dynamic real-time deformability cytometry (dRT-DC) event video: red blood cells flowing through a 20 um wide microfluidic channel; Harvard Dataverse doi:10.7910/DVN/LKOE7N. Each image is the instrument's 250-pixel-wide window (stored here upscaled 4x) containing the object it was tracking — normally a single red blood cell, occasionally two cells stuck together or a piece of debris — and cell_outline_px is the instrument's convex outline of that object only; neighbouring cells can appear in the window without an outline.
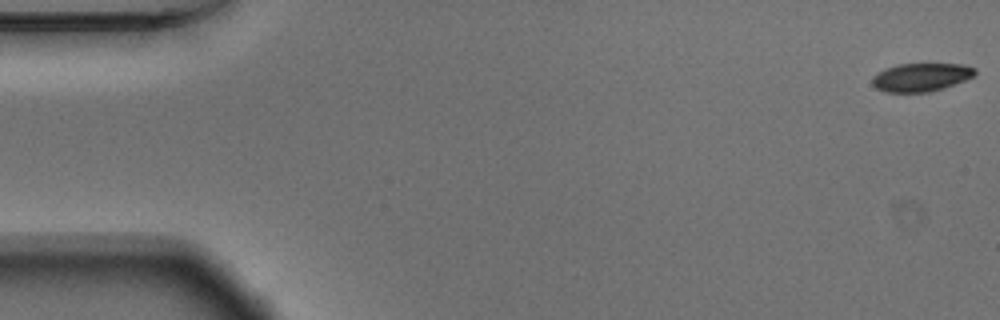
{"species": "Egyptian fruit bat (a non-hibernating species)", "species_latin": "Rousettus aegyptiacus", "temperature_condition": "warm", "stored_images_in_passage": 54, "camera_frame_rate_fps": 3000, "um_per_image_px": 0.085, "animal": {"sex": "male"}, "frame": {"image": 1, "passage_image": 1, "time_ms": 0.0, "image_size_px": [1000, 320], "cell_outline_px": [[976, 72], [972, 76], [964, 80], [944, 88], [928, 92], [884, 92], [876, 88], [872, 84], [872, 76], [884, 68], [896, 64], [964, 64], [976, 68]], "centroid_in_image_um": [78.25, 6.56], "position_along_channel_um": 6.7, "area_um2": 16.99}}
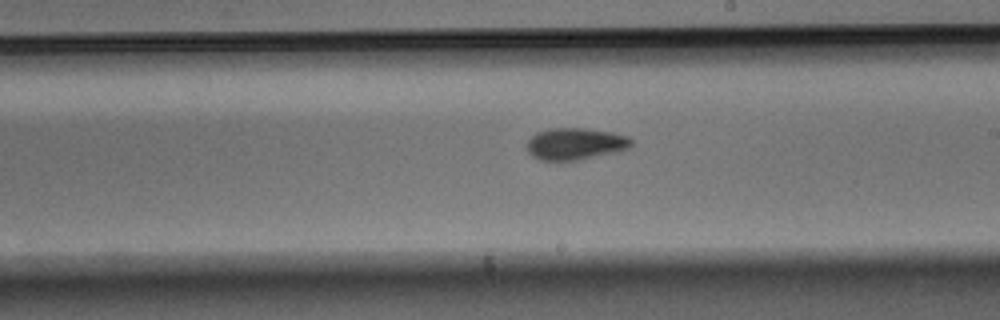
{"frame": {"image": 2, "passage_image": 31, "time_ms": 10.0, "image_size_px": [1000, 320], "cell_outline_px": [[632, 148], [616, 152], [580, 160], [540, 160], [532, 156], [524, 148], [528, 140], [536, 132], [552, 128], [584, 128], [612, 132], [628, 136], [632, 140]], "centroid_in_image_um": [48.9, 12.23], "position_along_channel_um": 240.1, "area_um2": 19.65}}
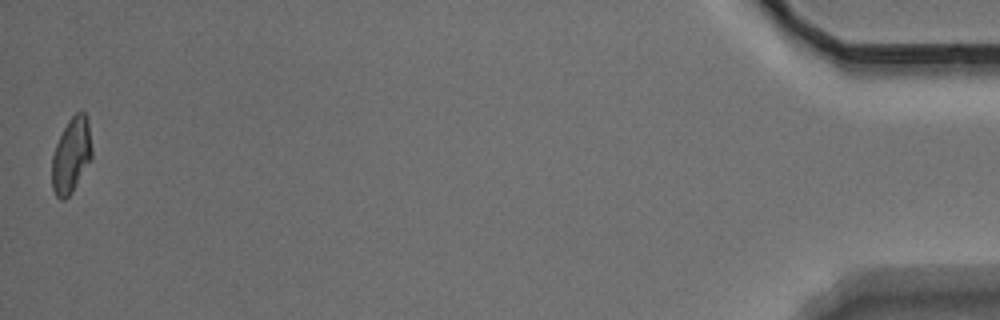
{"frame": {"image": 3, "passage_image": 54, "time_ms": 17.667, "image_size_px": [1000, 320], "cell_outline_px": [[92, 160], [72, 192], [64, 200], [60, 200], [56, 196], [52, 188], [52, 156], [56, 144], [68, 120], [76, 112], [84, 112], [88, 120], [92, 148]], "centroid_in_image_um": [6.07, 13.22], "position_along_channel_um": 429.1, "area_um2": 17.63}, "authors_computed_cell_mechanics": {"area_um2": 18.5249, "velocity_mm_per_s": 3.7188, "shape_relaxation_time_tau1_ms": 2.7506, "shape_relaxation_time_tau2_ms": 3.0538, "deformation_change_tau1": 0.1376, "deformation_change_tau2": 0.0623}}